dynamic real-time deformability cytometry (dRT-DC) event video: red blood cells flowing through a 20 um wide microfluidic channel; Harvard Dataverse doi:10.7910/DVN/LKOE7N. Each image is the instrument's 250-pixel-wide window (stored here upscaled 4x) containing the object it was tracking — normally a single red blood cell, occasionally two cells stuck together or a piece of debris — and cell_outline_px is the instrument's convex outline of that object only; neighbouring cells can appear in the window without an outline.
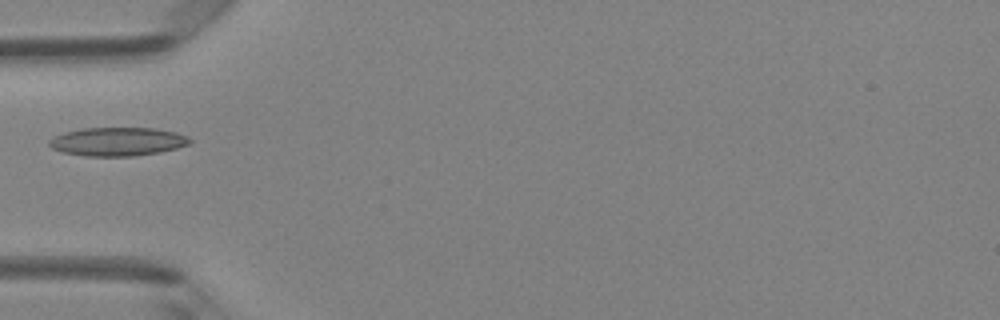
{"species": "Egyptian fruit bat (a non-hibernating species)", "species_latin": "Rousettus aegyptiacus", "temperature_condition": "room temperature", "stored_images_in_passage": 5, "camera_frame_rate_fps": 3000, "um_per_image_px": 0.085, "animal": {"sex": "female"}, "frame": {"image": 1, "passage_image": 5, "time_ms": 1.333, "image_size_px": [1000, 320], "cell_outline_px": [[192, 140], [188, 144], [176, 148], [160, 152], [136, 156], [84, 156], [60, 152], [52, 148], [48, 144], [48, 140], [64, 132], [80, 128], [156, 128], [176, 132], [188, 136]], "centroid_in_image_um": [9.98, 12.04], "position_along_channel_um": 75.0, "area_um2": 23.58}}